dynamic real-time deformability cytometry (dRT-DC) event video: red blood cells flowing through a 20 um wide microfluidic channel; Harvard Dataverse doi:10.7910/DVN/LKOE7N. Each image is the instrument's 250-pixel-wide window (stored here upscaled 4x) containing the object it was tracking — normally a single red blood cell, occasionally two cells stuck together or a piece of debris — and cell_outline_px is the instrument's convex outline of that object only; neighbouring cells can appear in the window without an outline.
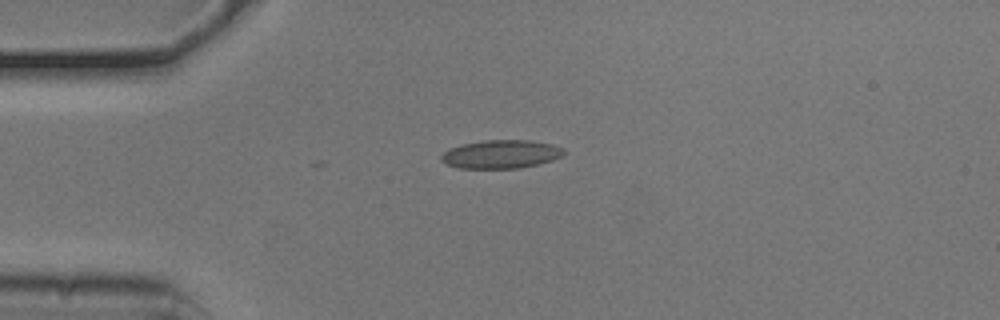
{"species": "common noctule bat (a hibernating species)", "species_latin": "Nyctalus noctula", "temperature_condition": "cold", "stored_images_in_passage": 13, "camera_frame_rate_fps": 3000, "um_per_image_px": 0.085, "animal": {"sex": "male", "body_mass_g": 20.5, "forearm_length_mm": 52.5}, "frame": {"image": 1, "passage_image": 1, "time_ms": 0.0, "image_size_px": [1000, 320], "cell_outline_px": [[564, 156], [552, 160], [536, 164], [516, 168], [460, 168], [448, 164], [440, 160], [440, 156], [448, 148], [464, 144], [484, 140], [528, 140], [552, 144], [564, 148]], "centroid_in_image_um": [42.59, 13.1], "position_along_channel_um": 42.4, "area_um2": 20.17}}
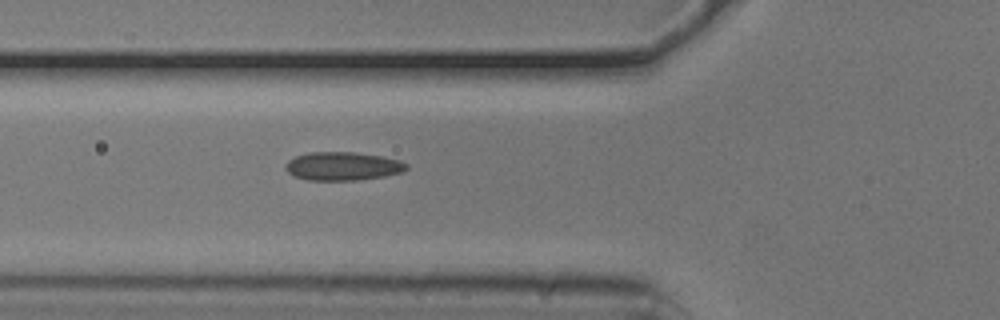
{"frame": {"image": 2, "passage_image": 7, "time_ms": 2.0, "image_size_px": [1000, 320], "cell_outline_px": [[408, 168], [404, 172], [384, 176], [356, 180], [308, 180], [292, 176], [284, 168], [284, 164], [288, 160], [296, 156], [308, 152], [356, 152], [380, 156], [400, 160], [408, 164]], "centroid_in_image_um": [29.11, 14.12], "position_along_channel_um": 96.7, "area_um2": 20.23}}
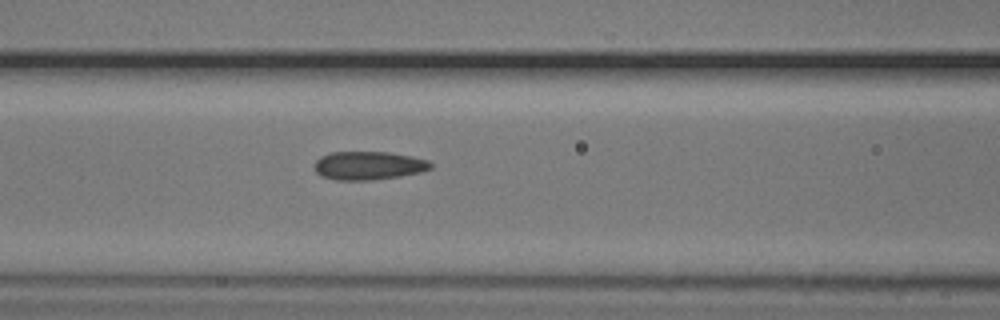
{"frame": {"image": 3, "passage_image": 10, "time_ms": 3.0, "image_size_px": [1000, 320], "cell_outline_px": [[432, 168], [420, 172], [400, 176], [372, 180], [336, 180], [320, 176], [316, 172], [312, 164], [320, 156], [328, 152], [388, 152], [412, 156], [428, 160], [432, 164]], "centroid_in_image_um": [31.28, 14.07], "position_along_channel_um": 135.3, "area_um2": 19.48}}